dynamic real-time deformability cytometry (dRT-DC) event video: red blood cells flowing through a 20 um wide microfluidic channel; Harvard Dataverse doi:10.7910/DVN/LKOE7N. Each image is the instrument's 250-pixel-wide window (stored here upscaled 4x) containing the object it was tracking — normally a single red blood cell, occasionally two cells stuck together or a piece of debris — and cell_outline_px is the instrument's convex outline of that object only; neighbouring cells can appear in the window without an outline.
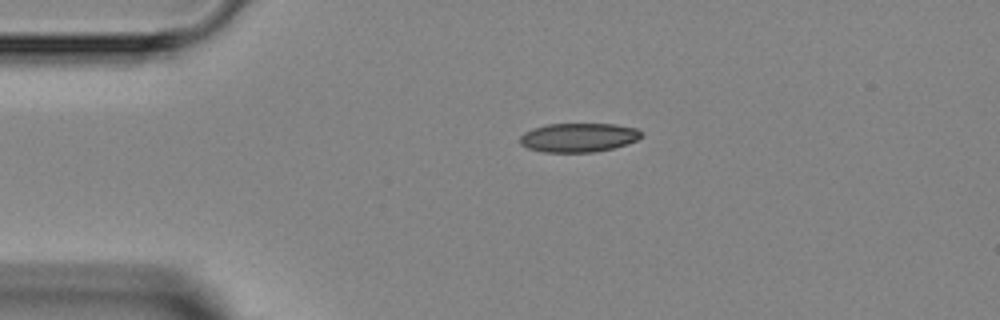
{"species": "Egyptian fruit bat (a non-hibernating species)", "species_latin": "Rousettus aegyptiacus", "temperature_condition": "room temperature", "stored_images_in_passage": 3, "camera_frame_rate_fps": 3000, "um_per_image_px": 0.085, "animal": {"sex": "female"}, "frame": {"image": 1, "passage_image": 1, "time_ms": 0.0, "image_size_px": [1000, 320], "cell_outline_px": [[644, 136], [628, 144], [612, 148], [592, 152], [540, 152], [528, 148], [520, 144], [520, 136], [524, 132], [532, 128], [548, 124], [616, 124], [636, 128], [644, 132]], "centroid_in_image_um": [49.19, 11.68], "position_along_channel_um": 35.8, "area_um2": 20.69}}
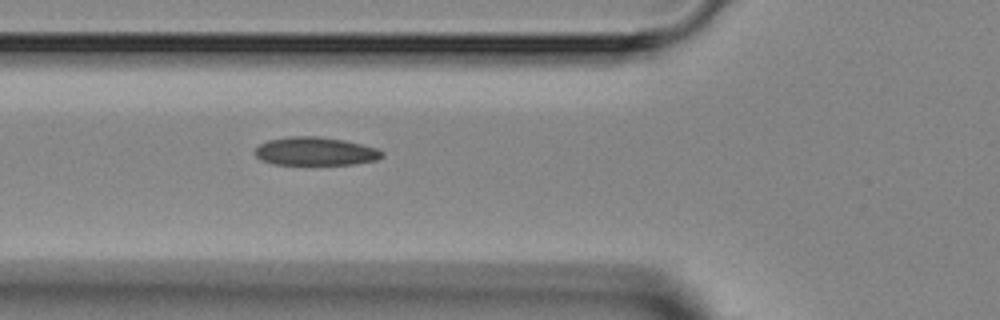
{"frame": {"image": 2, "passage_image": 3, "time_ms": 2.333, "image_size_px": [1000, 320], "cell_outline_px": [[384, 156], [376, 160], [356, 164], [272, 164], [260, 160], [252, 152], [260, 144], [268, 140], [292, 136], [316, 136], [344, 140], [376, 148], [384, 152]], "centroid_in_image_um": [26.78, 12.86], "position_along_channel_um": 99.0, "area_um2": 20.98}}